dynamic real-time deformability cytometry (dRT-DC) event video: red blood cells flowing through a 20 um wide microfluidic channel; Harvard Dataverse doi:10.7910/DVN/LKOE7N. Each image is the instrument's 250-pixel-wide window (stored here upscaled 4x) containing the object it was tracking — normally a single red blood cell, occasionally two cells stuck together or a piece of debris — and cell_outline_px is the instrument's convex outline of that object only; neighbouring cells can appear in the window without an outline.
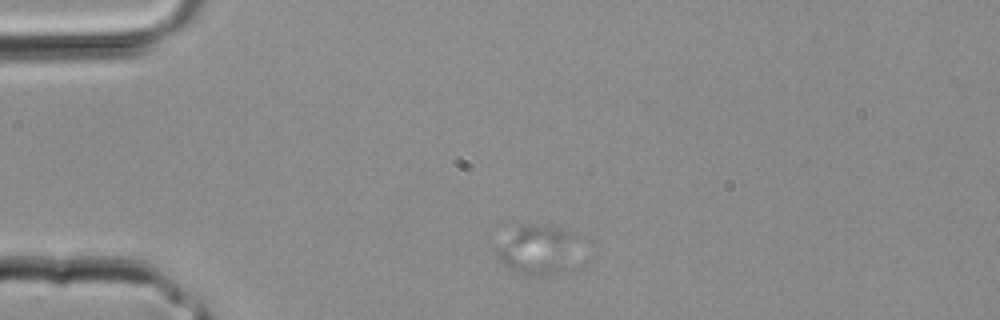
{"species": "common noctule bat (a hibernating species)", "species_latin": "Nyctalus noctula", "temperature_condition": "room temperature", "stored_images_in_passage": 2, "camera_frame_rate_fps": 3000, "um_per_image_px": 0.085, "animal": {"sex": "male", "body_mass_g": 20.4}, "frame": {"image": 1, "passage_image": 1, "time_ms": 0.0, "image_size_px": [1000, 320], "cell_outline_px": [[580, 236], [560, 268], [552, 272], [540, 276], [532, 276], [520, 272], [504, 264], [496, 256], [492, 248], [492, 244], [524, 224], [532, 224], [576, 232]], "centroid_in_image_um": [45.51, 21.16], "position_along_channel_um": 39.5, "area_um2": 22.48}}
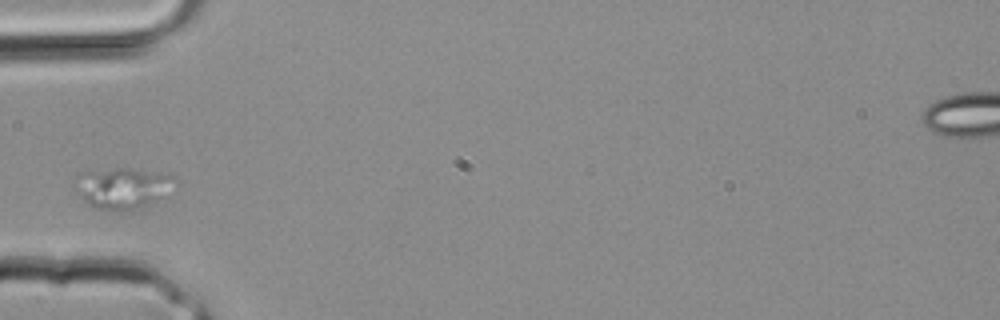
{"frame": {"image": 2, "passage_image": 2, "time_ms": 0.333, "image_size_px": [1000, 320], "cell_outline_px": [[176, 180], [168, 196], [144, 208], [132, 212], [112, 212], [92, 208], [76, 192], [72, 184], [76, 176], [80, 172], [116, 168], [128, 168], [172, 176]], "centroid_in_image_um": [10.39, 16.05], "position_along_channel_um": 74.6, "area_um2": 24.8}}